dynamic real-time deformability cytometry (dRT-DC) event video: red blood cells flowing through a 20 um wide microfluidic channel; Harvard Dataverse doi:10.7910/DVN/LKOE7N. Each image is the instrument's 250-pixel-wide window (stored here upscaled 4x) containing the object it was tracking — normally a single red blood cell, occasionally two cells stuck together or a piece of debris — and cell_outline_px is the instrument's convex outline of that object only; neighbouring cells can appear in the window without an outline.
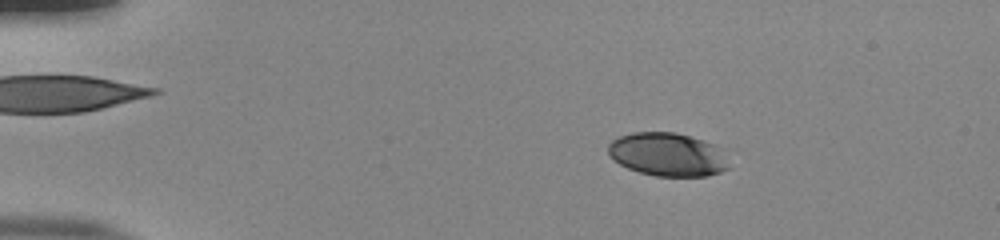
{"species": "human", "species_latin": "Homo sapiens", "temperature_condition": "room temperature", "stored_images_in_passage": 47, "camera_frame_rate_fps": 3000, "um_per_image_px": 0.085, "donor": {"sex": "male"}, "frame": {"image": 1, "passage_image": 3, "time_ms": 0.667, "image_size_px": [1000, 240], "cell_outline_px": [[728, 168], [720, 172], [708, 176], [656, 176], [640, 172], [628, 168], [612, 160], [608, 152], [608, 144], [612, 140], [620, 136], [632, 132], [676, 132], [704, 140], [724, 148]], "centroid_in_image_um": [56.76, 13.12], "position_along_channel_um": 28.2, "area_um2": 30.81}}
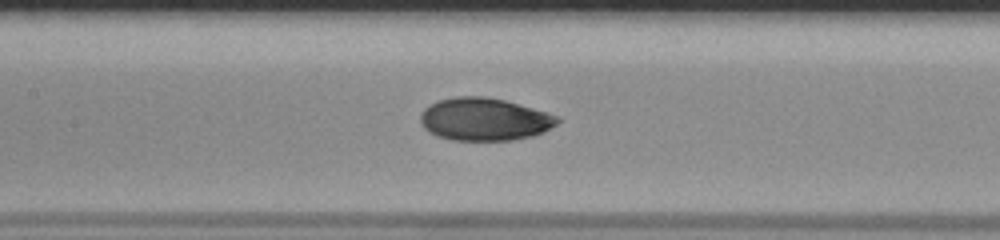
{"frame": {"image": 2, "passage_image": 20, "time_ms": 6.333, "image_size_px": [1000, 240], "cell_outline_px": [[560, 120], [556, 124], [544, 132], [532, 136], [512, 140], [452, 140], [436, 136], [428, 132], [420, 124], [420, 116], [424, 108], [440, 100], [456, 96], [484, 96], [504, 100], [560, 116]], "centroid_in_image_um": [41.16, 10.14], "position_along_channel_um": 166.2, "area_um2": 34.1}}
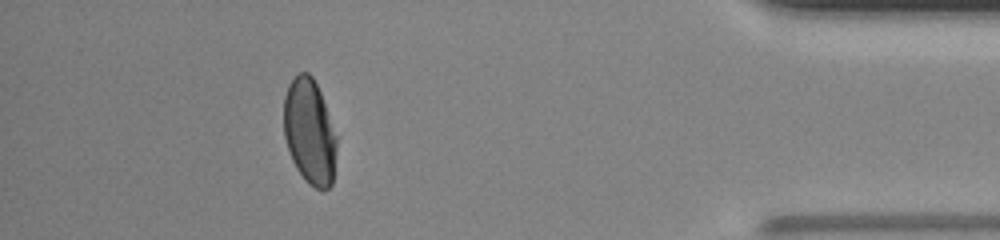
{"frame": {"image": 3, "passage_image": 42, "time_ms": 13.667, "image_size_px": [1000, 240], "cell_outline_px": [[336, 148], [332, 184], [328, 188], [316, 188], [308, 184], [304, 180], [296, 168], [292, 160], [284, 136], [284, 96], [288, 84], [300, 72], [308, 72], [312, 76], [320, 92], [336, 136]], "centroid_in_image_um": [26.29, 11.2], "position_along_channel_um": 408.9, "area_um2": 32.14}, "authors_computed_cell_mechanics": {"area_um2": 33.6974, "velocity_mm_per_s": 3.8981, "shape_relaxation_time_tau1_ms": 5.4752, "shape_relaxation_time_tau2_ms": 0.9947, "deformation_change_tau1": 0.1863, "deformation_change_tau2": 0.038}}